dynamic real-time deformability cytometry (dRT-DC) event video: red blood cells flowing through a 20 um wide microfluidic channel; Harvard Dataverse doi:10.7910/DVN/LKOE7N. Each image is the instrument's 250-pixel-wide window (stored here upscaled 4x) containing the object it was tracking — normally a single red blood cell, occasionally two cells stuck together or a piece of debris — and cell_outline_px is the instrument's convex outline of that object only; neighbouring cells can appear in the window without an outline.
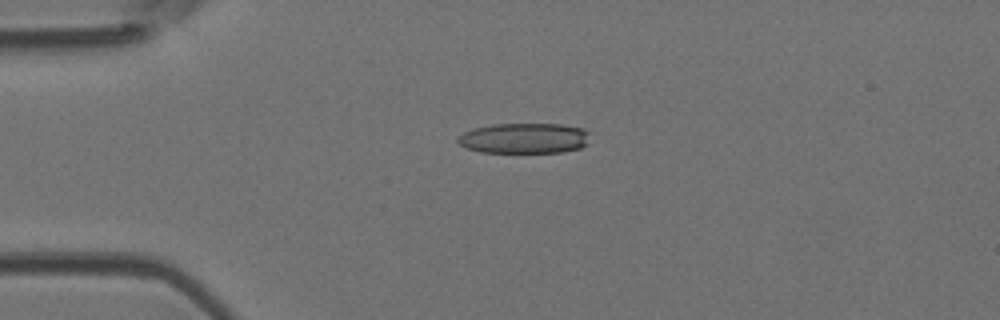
{"species": "Egyptian fruit bat (a non-hibernating species)", "species_latin": "Rousettus aegyptiacus", "temperature_condition": "room temperature", "stored_images_in_passage": 4, "camera_frame_rate_fps": 3000, "um_per_image_px": 0.085, "animal": {"sex": "female"}, "frame": {"image": 1, "passage_image": 4, "time_ms": 1.0, "image_size_px": [1000, 320], "cell_outline_px": [[588, 132], [584, 144], [580, 148], [560, 152], [480, 152], [468, 148], [460, 144], [456, 140], [464, 132], [472, 128], [492, 124], [560, 124], [584, 128]], "centroid_in_image_um": [44.52, 11.74], "position_along_channel_um": 40.5, "area_um2": 23.18}}